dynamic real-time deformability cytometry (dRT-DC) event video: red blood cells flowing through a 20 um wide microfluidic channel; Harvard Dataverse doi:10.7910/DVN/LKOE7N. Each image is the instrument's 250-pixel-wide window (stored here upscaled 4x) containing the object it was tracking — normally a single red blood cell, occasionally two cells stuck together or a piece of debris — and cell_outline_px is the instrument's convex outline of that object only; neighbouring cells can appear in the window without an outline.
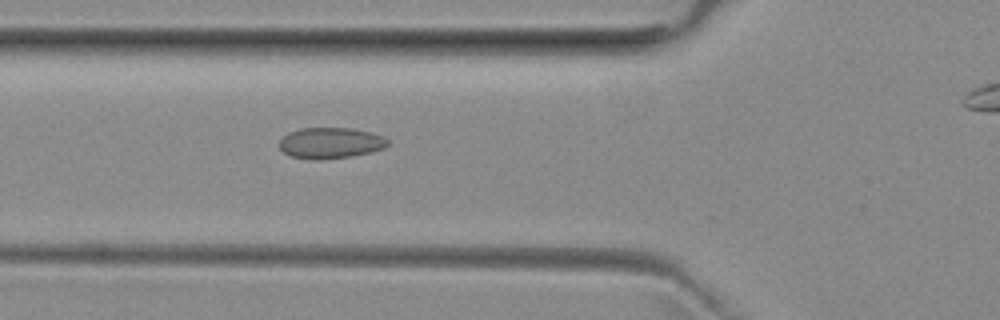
{"species": "common noctule bat (a hibernating species)", "species_latin": "Nyctalus noctula", "temperature_condition": "room temperature", "stored_images_in_passage": 33, "camera_frame_rate_fps": 3000, "um_per_image_px": 0.085, "animal": {"sex": "female", "body_mass_g": 29.2, "forearm_length_mm": 56.3}, "frame": {"image": 1, "passage_image": 6, "time_ms": 1.667, "image_size_px": [1000, 320], "cell_outline_px": [[388, 144], [384, 148], [372, 152], [352, 156], [320, 160], [312, 160], [292, 156], [284, 152], [280, 148], [280, 140], [288, 132], [300, 128], [352, 128], [372, 132], [384, 136], [388, 140]], "centroid_in_image_um": [28.12, 12.15], "position_along_channel_um": 97.7, "area_um2": 19.71}}
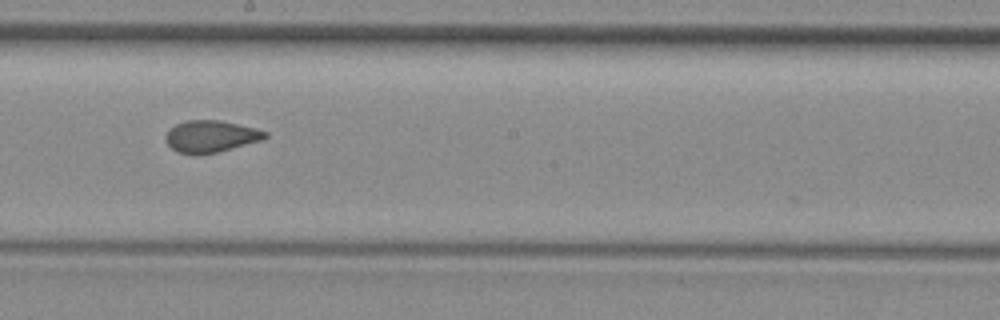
{"frame": {"image": 2, "passage_image": 16, "time_ms": 5.0, "image_size_px": [1000, 320], "cell_outline_px": [[268, 136], [260, 140], [216, 152], [176, 152], [168, 144], [164, 136], [176, 124], [184, 120], [220, 120], [256, 128], [268, 132]], "centroid_in_image_um": [17.93, 11.55], "position_along_channel_um": 230.3, "area_um2": 17.86}}
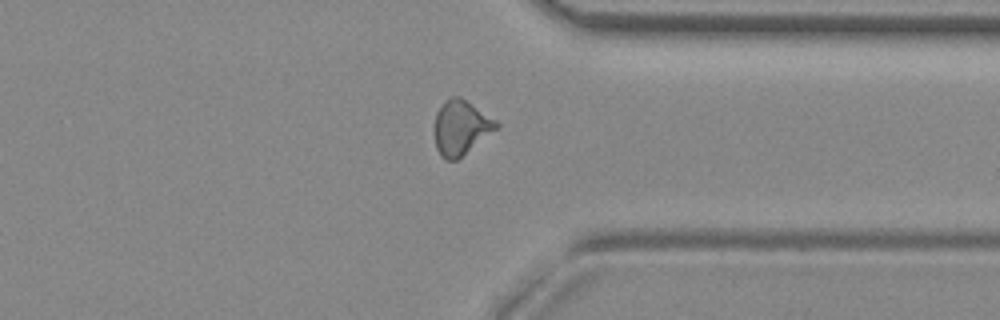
{"frame": {"image": 3, "passage_image": 27, "time_ms": 8.667, "image_size_px": [1000, 320], "cell_outline_px": [[500, 128], [456, 160], [444, 160], [440, 156], [436, 148], [436, 112], [444, 100], [452, 96], [460, 96], [496, 120], [500, 124]], "centroid_in_image_um": [39.2, 10.84], "position_along_channel_um": 372.2, "area_um2": 19.65}, "authors_computed_cell_mechanics": {"area_um2": 18.7272, "velocity_mm_per_s": 3.9652, "shape_relaxation_time_tau1_ms": null, "shape_relaxation_time_tau2_ms": 1.4175, "deformation_change_tau1": null, "deformation_change_tau2": 0.0812}}